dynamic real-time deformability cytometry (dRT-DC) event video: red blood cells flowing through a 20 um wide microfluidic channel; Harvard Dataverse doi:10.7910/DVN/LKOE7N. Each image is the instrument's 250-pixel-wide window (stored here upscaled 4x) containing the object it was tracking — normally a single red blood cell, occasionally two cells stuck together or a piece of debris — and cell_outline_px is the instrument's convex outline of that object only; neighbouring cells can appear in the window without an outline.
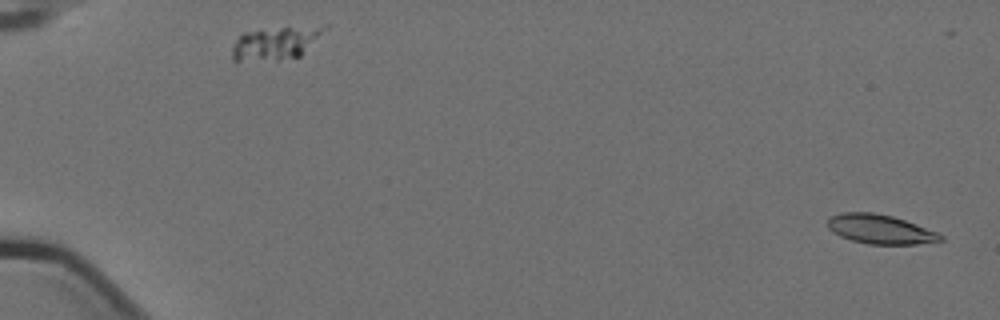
{"species": "Egyptian fruit bat (a non-hibernating species)", "species_latin": "Rousettus aegyptiacus", "temperature_condition": "cold", "stored_images_in_passage": 6, "camera_frame_rate_fps": 3000, "um_per_image_px": 0.085, "animal": {"sex": "female"}, "frame": {"image": 1, "passage_image": 1, "time_ms": 0.0, "image_size_px": [1000, 320], "cell_outline_px": [[944, 240], [916, 244], [868, 244], [852, 240], [840, 236], [832, 232], [828, 228], [828, 220], [832, 216], [840, 212], [872, 212], [892, 216], [916, 224], [936, 232], [944, 236]], "centroid_in_image_um": [74.8, 19.48], "position_along_channel_um": 10.2, "area_um2": 19.13}}
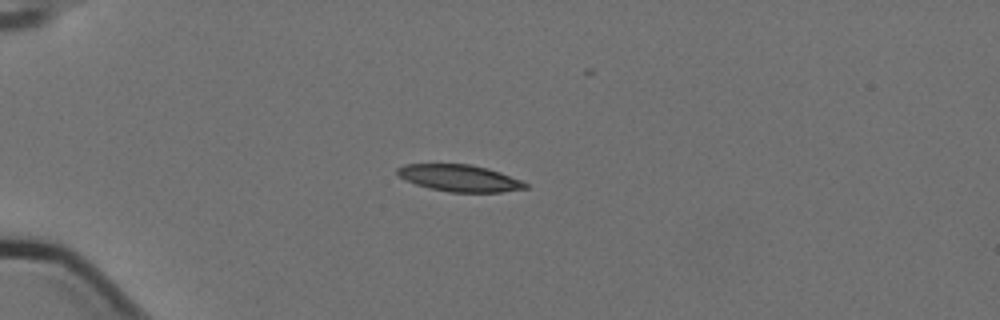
{"frame": {"image": 2, "passage_image": 5, "time_ms": 1.333, "image_size_px": [1000, 320], "cell_outline_px": [[528, 188], [500, 192], [448, 192], [428, 188], [404, 180], [396, 172], [396, 168], [404, 164], [472, 164], [488, 168], [500, 172], [520, 180], [528, 184]], "centroid_in_image_um": [39.04, 15.13], "position_along_channel_um": 46.0, "area_um2": 20.06}}